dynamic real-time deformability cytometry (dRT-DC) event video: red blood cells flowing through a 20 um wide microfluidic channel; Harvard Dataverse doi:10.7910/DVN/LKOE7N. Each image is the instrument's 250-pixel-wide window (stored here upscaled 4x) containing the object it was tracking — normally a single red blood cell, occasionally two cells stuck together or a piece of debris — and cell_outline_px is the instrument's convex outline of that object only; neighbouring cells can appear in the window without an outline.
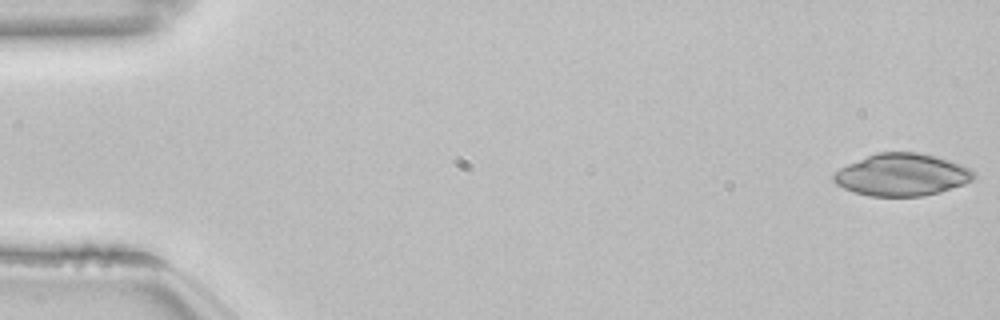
{"species": "common noctule bat (a hibernating species)", "species_latin": "Nyctalus noctula", "temperature_condition": "room temperature", "stored_images_in_passage": 13, "camera_frame_rate_fps": 3000, "um_per_image_px": 0.085, "animal": {"sex": "female", "body_mass_g": 22.7, "forearm_length_mm": 54.2}, "frame": {"image": 1, "passage_image": 1, "time_ms": 0.0, "image_size_px": [1000, 320], "cell_outline_px": [[976, 176], [972, 180], [964, 184], [940, 192], [924, 196], [868, 196], [844, 188], [836, 184], [832, 180], [832, 176], [840, 168], [848, 164], [876, 152], [916, 152], [936, 156], [972, 168], [976, 172]], "centroid_in_image_um": [76.69, 14.85], "position_along_channel_um": 8.3, "area_um2": 34.56}}